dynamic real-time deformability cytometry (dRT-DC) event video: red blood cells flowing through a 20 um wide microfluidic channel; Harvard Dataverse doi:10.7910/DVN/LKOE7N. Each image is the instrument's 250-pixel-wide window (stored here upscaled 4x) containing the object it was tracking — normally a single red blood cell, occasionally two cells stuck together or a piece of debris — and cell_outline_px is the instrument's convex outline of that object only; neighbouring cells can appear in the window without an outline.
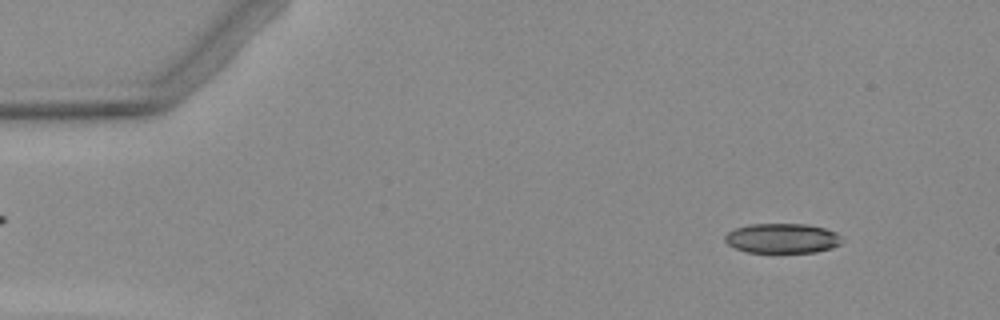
{"species": "Egyptian fruit bat (a non-hibernating species)", "species_latin": "Rousettus aegyptiacus", "temperature_condition": "warm", "stored_images_in_passage": 6, "camera_frame_rate_fps": 3000, "um_per_image_px": 0.085, "animal": {"sex": "female"}, "frame": {"image": 1, "passage_image": 1, "time_ms": 0.0, "image_size_px": [1000, 320], "cell_outline_px": [[844, 240], [840, 244], [832, 248], [816, 252], [748, 252], [736, 248], [728, 244], [724, 240], [724, 236], [728, 232], [736, 228], [748, 224], [808, 224], [824, 228], [836, 232]], "centroid_in_image_um": [66.51, 20.25], "position_along_channel_um": 18.5, "area_um2": 20.35}}
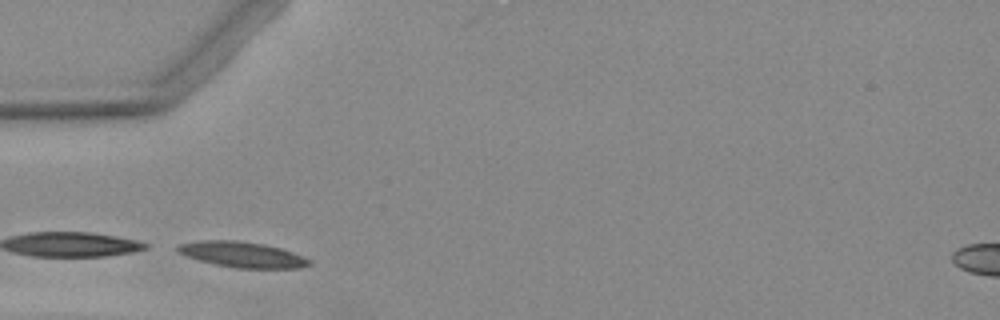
{"frame": {"image": 2, "passage_image": 5, "time_ms": 5.0, "image_size_px": [1000, 320], "cell_outline_px": [[312, 264], [300, 268], [236, 268], [216, 264], [200, 260], [176, 252], [176, 244], [200, 240], [236, 240], [260, 244], [280, 248], [304, 256], [312, 260]], "centroid_in_image_um": [20.59, 21.63], "position_along_channel_um": 64.4, "area_um2": 19.59}}
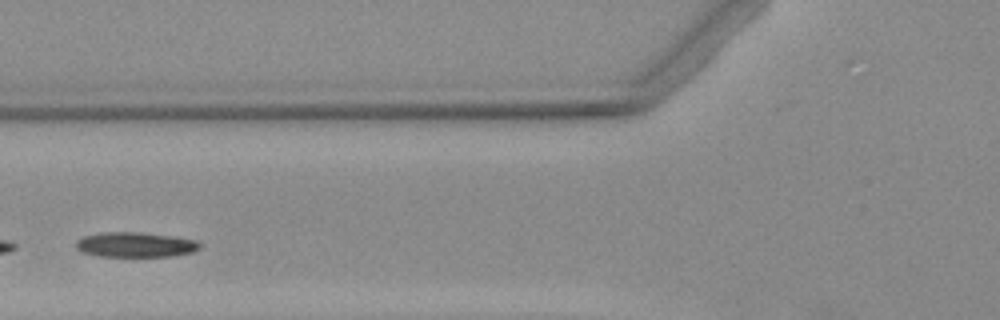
{"frame": {"image": 3, "passage_image": 6, "time_ms": 6.333, "image_size_px": [1000, 320], "cell_outline_px": [[200, 248], [192, 252], [172, 256], [100, 256], [84, 252], [76, 248], [76, 240], [84, 236], [104, 232], [140, 232], [172, 236], [196, 240], [200, 244]], "centroid_in_image_um": [11.51, 20.79], "position_along_channel_um": 114.3, "area_um2": 17.86}}